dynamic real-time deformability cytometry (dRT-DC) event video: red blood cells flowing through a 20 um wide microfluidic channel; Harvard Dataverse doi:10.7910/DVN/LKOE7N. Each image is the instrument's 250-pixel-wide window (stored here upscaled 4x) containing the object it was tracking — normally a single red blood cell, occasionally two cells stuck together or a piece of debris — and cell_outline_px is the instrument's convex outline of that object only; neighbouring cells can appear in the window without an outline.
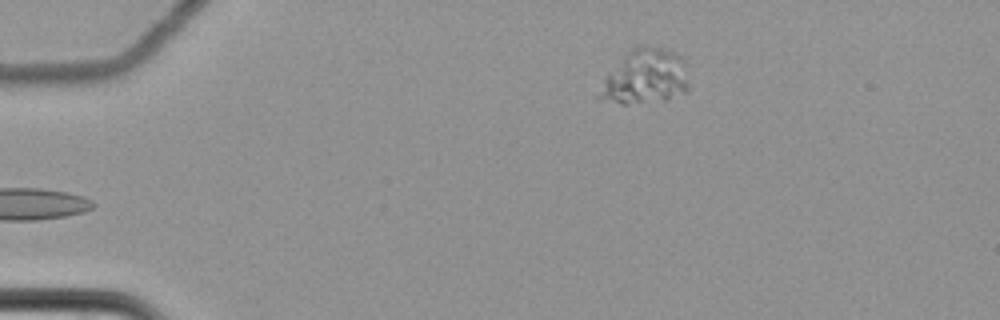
{"species": "common noctule bat (a hibernating species)", "species_latin": "Nyctalus noctula", "temperature_condition": "cold", "stored_images_in_passage": 6, "camera_frame_rate_fps": 3000, "um_per_image_px": 0.085, "animal": {"sex": "female", "body_mass_g": 22.7, "forearm_length_mm": 54.2}, "frame": {"image": 1, "passage_image": 6, "time_ms": 1.667, "image_size_px": [1000, 320], "cell_outline_px": [[688, 92], [668, 100], [628, 104], [620, 104], [596, 100], [592, 96], [604, 76], [628, 52], [640, 44], [644, 44], [668, 48], [680, 56], [688, 84]], "centroid_in_image_um": [54.74, 6.57], "position_along_channel_um": 30.3, "area_um2": 29.36}}